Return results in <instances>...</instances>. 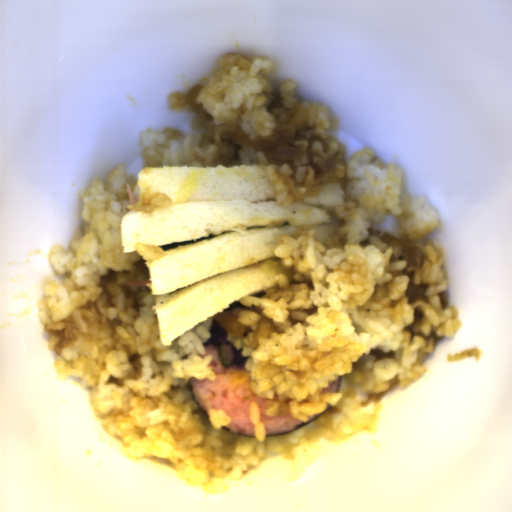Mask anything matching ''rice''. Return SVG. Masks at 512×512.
<instances>
[{
  "label": "rice",
  "mask_w": 512,
  "mask_h": 512,
  "mask_svg": "<svg viewBox=\"0 0 512 512\" xmlns=\"http://www.w3.org/2000/svg\"><path fill=\"white\" fill-rule=\"evenodd\" d=\"M342 382L343 376H339L338 378L330 382L328 386L323 387L322 392L324 394H337L340 390Z\"/></svg>",
  "instance_id": "rice-4"
},
{
  "label": "rice",
  "mask_w": 512,
  "mask_h": 512,
  "mask_svg": "<svg viewBox=\"0 0 512 512\" xmlns=\"http://www.w3.org/2000/svg\"><path fill=\"white\" fill-rule=\"evenodd\" d=\"M211 338L208 342L202 343L205 348V355L199 353L202 359L212 355L211 366L216 374L215 381L197 380L194 377L189 379L188 385L193 395L194 402L209 420V409H222L231 418V422L223 426V430L237 436L256 438L255 425L250 418V403L255 401L259 408L260 422H263L265 436L272 437L289 434L298 430L322 414L309 416L308 422L296 420L290 415V411L284 416H271L265 414L268 408L266 400L257 394L251 387V370H245L244 364L249 357H242L243 349L237 350L227 340V334L214 319L210 330ZM228 344L233 364L223 366L220 361V345Z\"/></svg>",
  "instance_id": "rice-2"
},
{
  "label": "rice",
  "mask_w": 512,
  "mask_h": 512,
  "mask_svg": "<svg viewBox=\"0 0 512 512\" xmlns=\"http://www.w3.org/2000/svg\"><path fill=\"white\" fill-rule=\"evenodd\" d=\"M248 309H251V308L245 306L244 304H242L240 302V300H238L235 303L228 306L227 308H225L224 311L237 321L239 312L242 310H248Z\"/></svg>",
  "instance_id": "rice-3"
},
{
  "label": "rice",
  "mask_w": 512,
  "mask_h": 512,
  "mask_svg": "<svg viewBox=\"0 0 512 512\" xmlns=\"http://www.w3.org/2000/svg\"><path fill=\"white\" fill-rule=\"evenodd\" d=\"M274 63L267 57L222 54L196 98L213 119L203 121L190 107L187 93L173 90L167 105L174 112L193 113L192 131L145 128L138 144L145 167H214L267 165L276 204L288 208L296 201L279 173L294 174L290 162L270 163L231 137L242 129L251 141L271 137L287 124L301 102L309 112L296 131L294 145L304 149L295 183L307 194L312 157L336 167L321 183H341L346 204L335 207L339 221L334 237L323 244L317 230L305 224L295 238L283 234L274 255L293 269L291 283L280 273L278 284L263 296L238 300L250 309L238 312L245 328L241 338L227 332L226 340L245 359L250 387L265 400L264 414L308 423L288 434L266 436L259 404L249 403L255 437L223 429L232 418L224 410L208 409V418L195 402L190 379L216 381L213 355L203 343L212 338L215 316L208 317L163 346L156 305L147 286L123 282L150 280L146 261L162 260L156 244L135 243L124 253L121 220L130 211L151 212L170 207L162 192L141 196L135 175L117 165L105 183L97 176L78 192L84 235L71 240L69 250L51 245L46 255L56 279L44 280L45 298L36 303L40 325L54 350L56 378L80 377L90 387L93 416L110 437L118 436L121 453L134 463L142 458L168 460L176 478L201 487L208 495L229 490L226 479L240 480L252 466L267 459L266 450L289 463L287 480H297L321 454L323 441L339 445L363 430L376 433L383 403L393 387L411 386L428 372L425 361L437 341L454 337L463 321L451 306L446 253L433 240L418 244L439 228L440 215L427 195L403 191L399 162L384 165L375 149L363 146L346 162V146L327 134L338 130V119L325 105L295 97L292 78L278 85L268 74ZM309 165V166H308ZM407 239L423 252L422 271L407 265L400 245L382 242L374 230ZM261 316L273 319L279 332L270 339L253 337ZM206 355L204 358L199 356ZM343 376L337 394L323 387Z\"/></svg>",
  "instance_id": "rice-1"
}]
</instances>
